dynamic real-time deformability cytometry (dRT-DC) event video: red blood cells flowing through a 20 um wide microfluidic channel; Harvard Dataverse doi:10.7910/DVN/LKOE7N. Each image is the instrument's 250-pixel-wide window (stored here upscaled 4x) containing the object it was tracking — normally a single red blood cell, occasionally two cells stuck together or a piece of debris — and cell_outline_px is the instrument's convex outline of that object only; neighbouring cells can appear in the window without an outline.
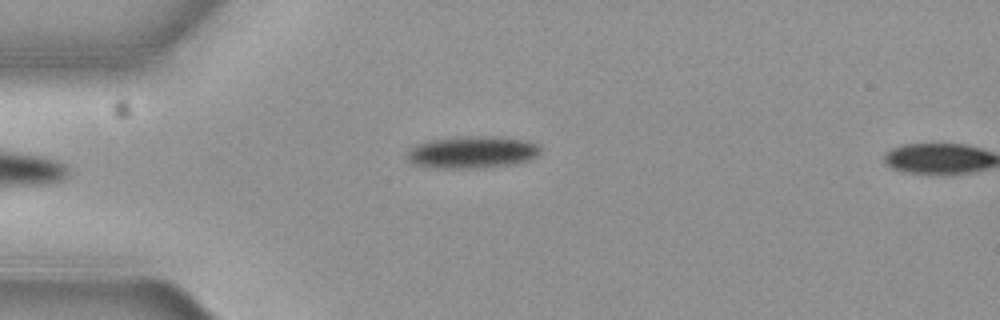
{"species": "common noctule bat (a hibernating species)", "species_latin": "Nyctalus noctula", "temperature_condition": "cold", "stored_images_in_passage": 5, "camera_frame_rate_fps": 3000, "um_per_image_px": 0.085, "animal": {"sex": "female", "body_mass_g": 19.3, "forearm_length_mm": 54.1}, "frame": {"image": 1, "passage_image": 5, "time_ms": 1.333, "image_size_px": [1000, 320], "cell_outline_px": [[540, 152], [536, 156], [528, 160], [512, 164], [472, 168], [440, 168], [412, 164], [408, 160], [408, 148], [416, 144], [432, 140], [460, 136], [496, 136], [524, 140], [536, 144], [540, 148]], "centroid_in_image_um": [40.11, 12.93], "position_along_channel_um": 44.9, "area_um2": 24.8}}